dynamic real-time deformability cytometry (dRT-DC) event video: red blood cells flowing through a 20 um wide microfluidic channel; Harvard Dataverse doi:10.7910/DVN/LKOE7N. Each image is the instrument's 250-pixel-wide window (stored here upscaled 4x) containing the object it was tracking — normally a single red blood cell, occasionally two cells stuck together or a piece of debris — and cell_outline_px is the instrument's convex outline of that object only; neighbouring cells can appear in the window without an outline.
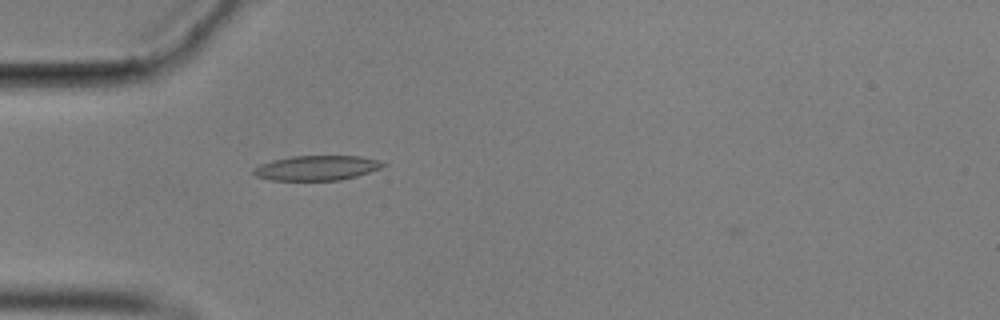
{"species": "common noctule bat (a hibernating species)", "species_latin": "Nyctalus noctula", "temperature_condition": "cold", "stored_images_in_passage": 2, "camera_frame_rate_fps": 3000, "um_per_image_px": 0.085, "animal": {"sex": "male", "body_mass_g": 17.9}, "frame": {"image": 1, "passage_image": 1, "time_ms": 0.0, "image_size_px": [1000, 320], "cell_outline_px": [[388, 164], [380, 168], [356, 176], [340, 180], [272, 180], [256, 176], [252, 172], [252, 168], [260, 164], [272, 160], [292, 156], [360, 156], [380, 160]], "centroid_in_image_um": [26.91, 14.27], "position_along_channel_um": 58.1, "area_um2": 18.73}}